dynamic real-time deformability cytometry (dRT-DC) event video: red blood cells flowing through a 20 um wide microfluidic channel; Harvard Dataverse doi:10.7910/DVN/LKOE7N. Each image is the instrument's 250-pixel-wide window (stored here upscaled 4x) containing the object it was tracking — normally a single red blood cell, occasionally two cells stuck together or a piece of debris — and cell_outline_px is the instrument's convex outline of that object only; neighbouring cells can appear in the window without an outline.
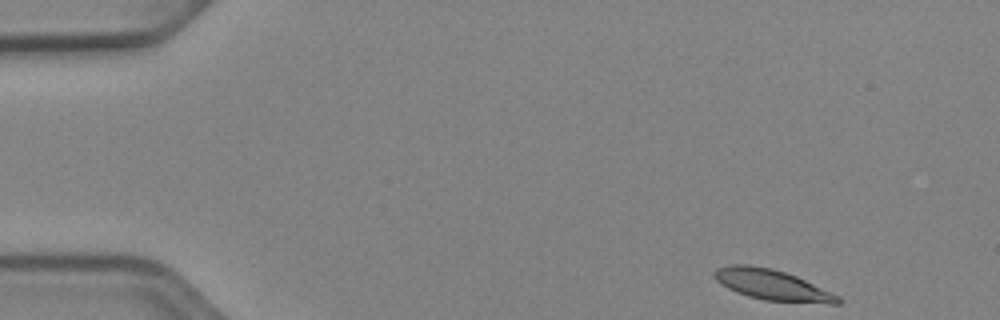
{"species": "Egyptian fruit bat (a non-hibernating species)", "species_latin": "Rousettus aegyptiacus", "temperature_condition": "cold", "stored_images_in_passage": 48, "camera_frame_rate_fps": 3000, "um_per_image_px": 0.085, "animal": {"sex": "female"}, "frame": {"image": 1, "passage_image": 1, "time_ms": 0.0, "image_size_px": [1000, 320], "cell_outline_px": [[844, 300], [840, 304], [828, 304], [764, 300], [748, 296], [736, 292], [720, 284], [712, 276], [712, 272], [716, 268], [732, 264], [748, 264], [772, 268], [796, 276], [840, 296]], "centroid_in_image_um": [65.63, 24.22], "position_along_channel_um": 19.4, "area_um2": 22.25}}
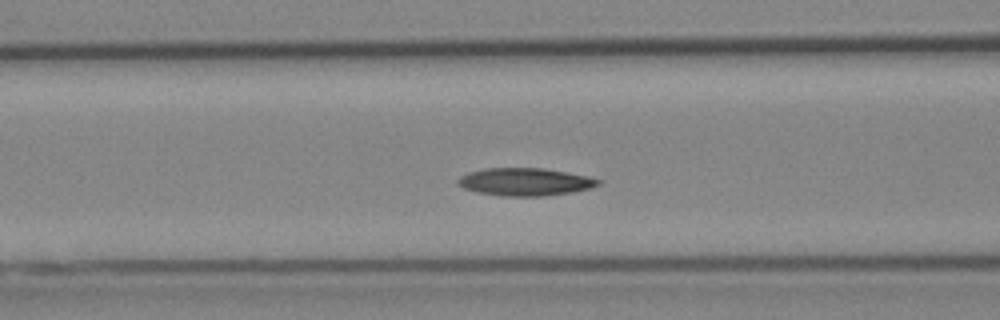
{"frame": {"image": 2, "passage_image": 17, "time_ms": 5.333, "image_size_px": [1000, 320], "cell_outline_px": [[600, 184], [588, 188], [572, 192], [544, 196], [504, 196], [476, 192], [464, 188], [456, 184], [456, 180], [460, 176], [468, 172], [484, 168], [544, 168], [588, 176], [600, 180]], "centroid_in_image_um": [44.58, 15.45], "position_along_channel_um": 122.0, "area_um2": 22.66}}
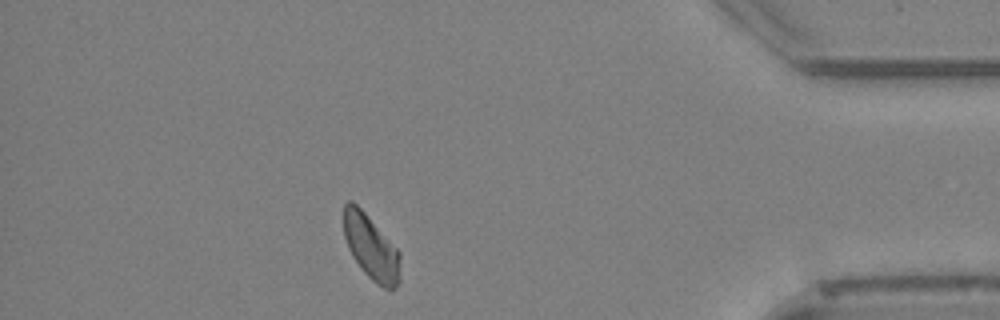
{"frame": {"image": 3, "passage_image": 42, "time_ms": 13.667, "image_size_px": [1000, 320], "cell_outline_px": [[400, 280], [396, 288], [392, 292], [376, 284], [364, 272], [352, 256], [348, 248], [344, 236], [344, 204], [348, 200], [352, 200], [364, 212], [400, 252]], "centroid_in_image_um": [31.55, 21.07], "position_along_channel_um": 403.6, "area_um2": 21.33}, "authors_computed_cell_mechanics": {"area_um2": 21.8773, "velocity_mm_per_s": 3.8726, "shape_relaxation_time_tau1_ms": 5.0793, "shape_relaxation_time_tau2_ms": 10.9543, "deformation_change_tau1": 0.1037, "deformation_change_tau2": 0.1585}}